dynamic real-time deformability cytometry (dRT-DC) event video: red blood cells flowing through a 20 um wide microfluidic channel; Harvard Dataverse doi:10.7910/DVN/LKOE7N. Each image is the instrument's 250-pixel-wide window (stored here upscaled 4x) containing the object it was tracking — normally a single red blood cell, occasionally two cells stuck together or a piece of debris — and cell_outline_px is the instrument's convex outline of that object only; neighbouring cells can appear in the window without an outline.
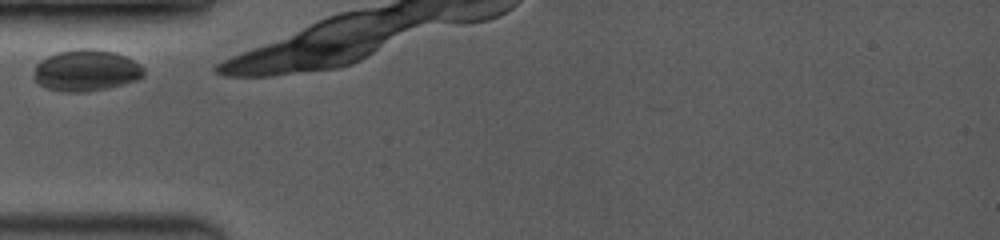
{"species": "common noctule bat (a hibernating species)", "species_latin": "Nyctalus noctula", "temperature_condition": "room temperature", "stored_images_in_passage": 18, "camera_frame_rate_fps": 3500, "um_per_image_px": 0.085, "animal": {"sex": "female", "body_mass_g": 19.0, "forearm_length_mm": 53.3}, "frame": {"image": 1, "passage_image": 1, "time_ms": 0.0, "image_size_px": [1000, 240], "cell_outline_px": [[144, 76], [136, 80], [124, 84], [108, 88], [84, 92], [60, 92], [48, 88], [40, 84], [32, 76], [36, 64], [40, 60], [56, 52], [76, 48], [92, 48], [116, 52], [140, 64], [144, 68]], "centroid_in_image_um": [7.31, 5.98], "position_along_channel_um": 77.7, "area_um2": 26.82}}
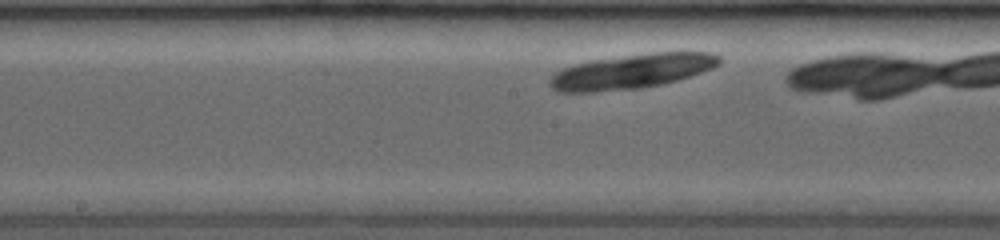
{"frame": {"image": 2, "passage_image": 17, "time_ms": 3.143, "image_size_px": [1000, 240], "cell_outline_px": [[720, 64], [712, 68], [676, 80], [660, 84], [640, 88], [596, 92], [556, 92], [548, 84], [548, 80], [556, 72], [564, 68], [576, 64], [592, 60], [652, 52], [712, 52], [720, 56]], "centroid_in_image_um": [53.67, 6.07], "position_along_channel_um": 194.5, "area_um2": 33.99}}